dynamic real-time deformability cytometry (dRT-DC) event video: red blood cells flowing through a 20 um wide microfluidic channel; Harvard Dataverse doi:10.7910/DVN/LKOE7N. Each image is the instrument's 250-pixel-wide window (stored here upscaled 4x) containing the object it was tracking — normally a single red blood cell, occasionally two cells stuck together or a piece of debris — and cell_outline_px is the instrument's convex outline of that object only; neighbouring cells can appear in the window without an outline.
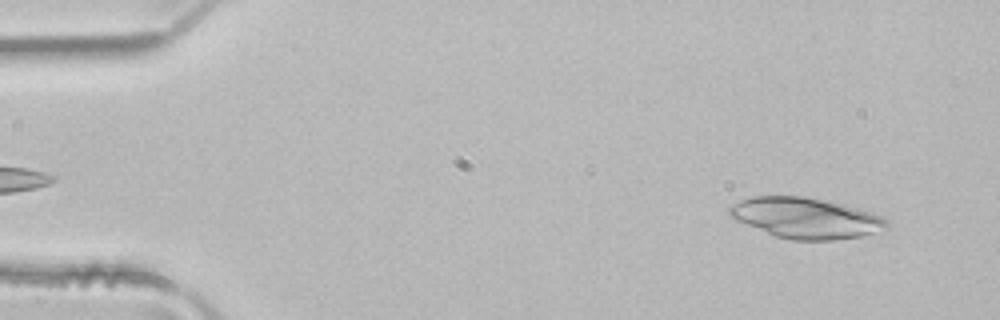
{"species": "common noctule bat (a hibernating species)", "species_latin": "Nyctalus noctula", "temperature_condition": "room temperature", "stored_images_in_passage": 3, "camera_frame_rate_fps": 3000, "um_per_image_px": 0.085, "animal": {"sex": "male", "body_mass_g": 21.5, "forearm_length_mm": 52.0}, "frame": {"image": 1, "passage_image": 3, "time_ms": 0.667, "image_size_px": [1000, 320], "cell_outline_px": [[892, 224], [888, 228], [876, 232], [860, 236], [832, 240], [792, 240], [776, 236], [736, 220], [728, 216], [728, 208], [732, 204], [740, 200], [752, 196], [804, 196], [840, 204], [856, 208], [880, 216], [888, 220]], "centroid_in_image_um": [68.47, 18.53], "position_along_channel_um": 16.5, "area_um2": 36.99}}